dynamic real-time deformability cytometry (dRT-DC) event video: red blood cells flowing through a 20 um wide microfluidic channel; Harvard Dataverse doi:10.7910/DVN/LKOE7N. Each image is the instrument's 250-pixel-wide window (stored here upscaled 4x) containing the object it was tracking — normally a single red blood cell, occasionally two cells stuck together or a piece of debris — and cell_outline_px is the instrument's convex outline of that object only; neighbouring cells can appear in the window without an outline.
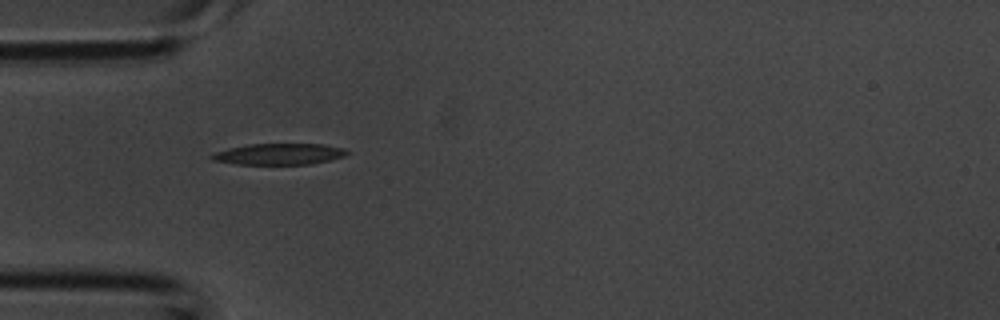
{"species": "common noctule bat (a hibernating species)", "species_latin": "Nyctalus noctula", "temperature_condition": "room temperature", "stored_images_in_passage": 3, "camera_frame_rate_fps": 3000, "um_per_image_px": 0.085, "animal": {"sex": "male", "body_mass_g": 20.1, "forearm_length_mm": 53.5}, "frame": {"image": 1, "passage_image": 3, "time_ms": 0.667, "image_size_px": [1000, 320], "cell_outline_px": [[352, 152], [344, 156], [328, 160], [308, 164], [236, 164], [212, 160], [208, 156], [212, 152], [228, 148], [248, 144], [324, 144], [344, 148]], "centroid_in_image_um": [23.69, 13.09], "position_along_channel_um": 61.3, "area_um2": 16.82}}